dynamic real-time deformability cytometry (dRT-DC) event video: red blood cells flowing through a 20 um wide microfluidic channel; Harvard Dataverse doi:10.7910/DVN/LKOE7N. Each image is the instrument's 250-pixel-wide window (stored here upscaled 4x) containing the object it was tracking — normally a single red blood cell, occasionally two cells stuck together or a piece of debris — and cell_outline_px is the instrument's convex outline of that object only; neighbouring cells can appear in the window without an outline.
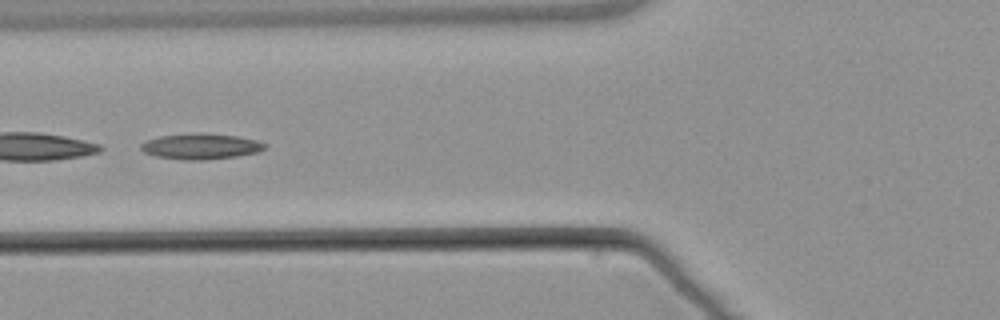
{"species": "common noctule bat (a hibernating species)", "species_latin": "Nyctalus noctula", "temperature_condition": "warm", "stored_images_in_passage": 7, "camera_frame_rate_fps": 3000, "um_per_image_px": 0.085, "animal": {"sex": "male", "body_mass_g": 21.5, "forearm_length_mm": 52.0}, "frame": {"image": 1, "passage_image": 5, "time_ms": 5.667, "image_size_px": [1000, 320], "cell_outline_px": [[268, 144], [260, 152], [236, 156], [204, 160], [180, 160], [156, 156], [144, 152], [140, 148], [140, 144], [144, 140], [160, 136], [200, 132], [236, 136], [256, 140]], "centroid_in_image_um": [17.05, 12.44], "position_along_channel_um": 108.8, "area_um2": 18.73}}
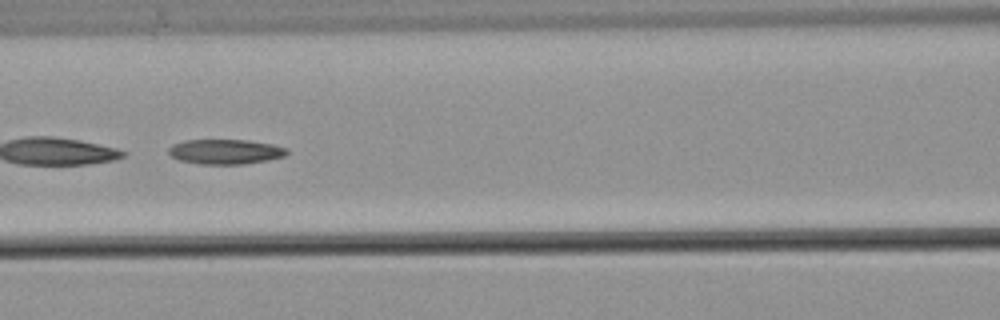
{"frame": {"image": 2, "passage_image": 6, "time_ms": 6.667, "image_size_px": [1000, 320], "cell_outline_px": [[288, 152], [284, 156], [268, 160], [244, 164], [200, 164], [180, 160], [172, 156], [168, 152], [168, 148], [172, 144], [184, 140], [248, 140], [272, 144], [288, 148]], "centroid_in_image_um": [19.16, 12.89], "position_along_channel_um": 147.4, "area_um2": 17.17}}